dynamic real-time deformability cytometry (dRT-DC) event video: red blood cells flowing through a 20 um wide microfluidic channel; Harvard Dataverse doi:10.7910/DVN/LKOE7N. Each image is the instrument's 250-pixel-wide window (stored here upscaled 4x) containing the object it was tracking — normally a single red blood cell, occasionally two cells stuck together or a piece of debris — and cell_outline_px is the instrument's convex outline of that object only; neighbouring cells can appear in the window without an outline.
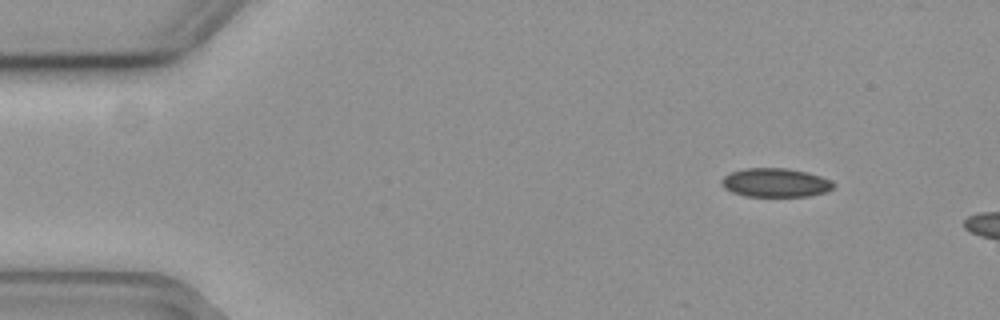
{"species": "common noctule bat (a hibernating species)", "species_latin": "Nyctalus noctula", "temperature_condition": "cold", "stored_images_in_passage": 12, "camera_frame_rate_fps": 3000, "um_per_image_px": 0.085, "animal": {"sex": "female", "body_mass_g": 19.3, "forearm_length_mm": 54.1}, "frame": {"image": 1, "passage_image": 6, "time_ms": 1.667, "image_size_px": [1000, 320], "cell_outline_px": [[836, 184], [828, 192], [812, 196], [744, 196], [732, 192], [724, 188], [720, 184], [720, 180], [724, 176], [732, 172], [744, 168], [788, 168], [808, 172], [832, 180]], "centroid_in_image_um": [65.93, 15.53], "position_along_channel_um": 19.1, "area_um2": 19.07}}